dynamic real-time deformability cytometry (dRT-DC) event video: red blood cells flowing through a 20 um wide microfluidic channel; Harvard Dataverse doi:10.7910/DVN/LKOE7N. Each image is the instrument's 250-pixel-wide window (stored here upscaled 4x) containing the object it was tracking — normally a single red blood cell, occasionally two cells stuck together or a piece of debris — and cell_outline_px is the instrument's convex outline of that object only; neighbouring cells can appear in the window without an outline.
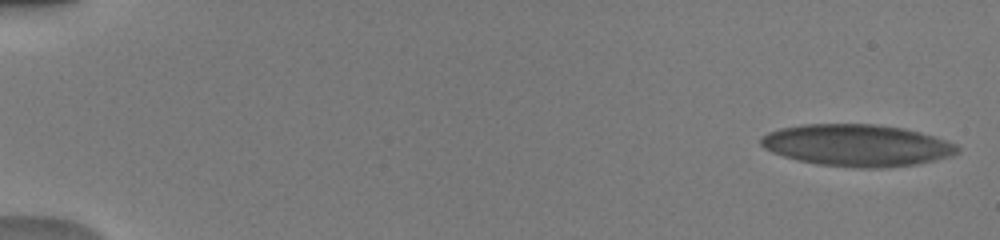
{"species": "human", "species_latin": "Homo sapiens", "temperature_condition": "warm", "stored_images_in_passage": 27, "camera_frame_rate_fps": 3000, "um_per_image_px": 0.085, "donor": {"sex": "male"}, "frame": {"image": 1, "passage_image": 1, "time_ms": 0.0, "image_size_px": [1000, 240], "cell_outline_px": [[960, 152], [952, 156], [916, 164], [880, 168], [864, 168], [816, 164], [784, 156], [772, 152], [764, 148], [760, 144], [760, 136], [768, 132], [780, 128], [804, 124], [872, 124], [904, 128], [920, 132], [956, 144], [960, 148]], "centroid_in_image_um": [72.83, 12.35], "position_along_channel_um": 12.2, "area_um2": 47.86}}
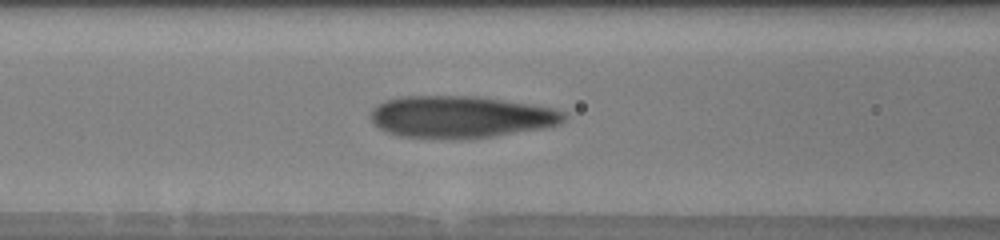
{"frame": {"image": 2, "passage_image": 13, "time_ms": 7.0, "image_size_px": [1000, 240], "cell_outline_px": [[568, 116], [560, 124], [540, 128], [492, 136], [456, 140], [400, 136], [388, 132], [380, 128], [368, 116], [372, 108], [376, 104], [384, 100], [400, 96], [480, 96], [532, 104], [556, 108], [564, 112]], "centroid_in_image_um": [39.14, 9.92], "position_along_channel_um": 127.5, "area_um2": 47.74}}
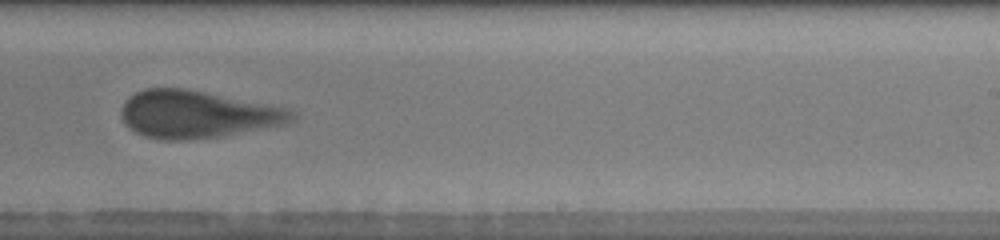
{"frame": {"image": 3, "passage_image": 26, "time_ms": 10.667, "image_size_px": [1000, 240], "cell_outline_px": [[296, 120], [288, 124], [224, 136], [176, 140], [164, 140], [144, 136], [136, 132], [120, 116], [120, 112], [124, 100], [128, 96], [144, 88], [188, 88], [272, 104], [292, 108], [296, 112]], "centroid_in_image_um": [16.85, 9.7], "position_along_channel_um": 272.2, "area_um2": 47.92}}